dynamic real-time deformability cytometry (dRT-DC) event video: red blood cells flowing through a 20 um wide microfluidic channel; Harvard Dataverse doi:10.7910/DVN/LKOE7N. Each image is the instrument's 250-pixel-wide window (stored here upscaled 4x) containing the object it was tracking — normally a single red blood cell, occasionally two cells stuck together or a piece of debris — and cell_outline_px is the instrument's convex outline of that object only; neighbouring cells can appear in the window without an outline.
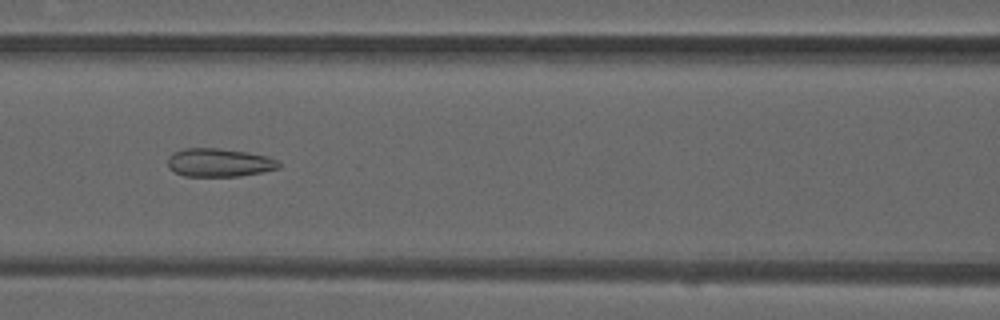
{"species": "common noctule bat (a hibernating species)", "species_latin": "Nyctalus noctula", "temperature_condition": "warm", "stored_images_in_passage": 49, "camera_frame_rate_fps": 3000, "um_per_image_px": 0.085, "animal": {"sex": "male", "forearm_length_mm": 52.5}, "frame": {"image": 1, "passage_image": 21, "time_ms": 6.667, "image_size_px": [1000, 320], "cell_outline_px": [[280, 168], [240, 176], [184, 176], [168, 168], [168, 156], [172, 152], [184, 148], [216, 148], [248, 152], [268, 156], [276, 160], [280, 164]], "centroid_in_image_um": [18.6, 13.81], "position_along_channel_um": 148.0, "area_um2": 18.38}}
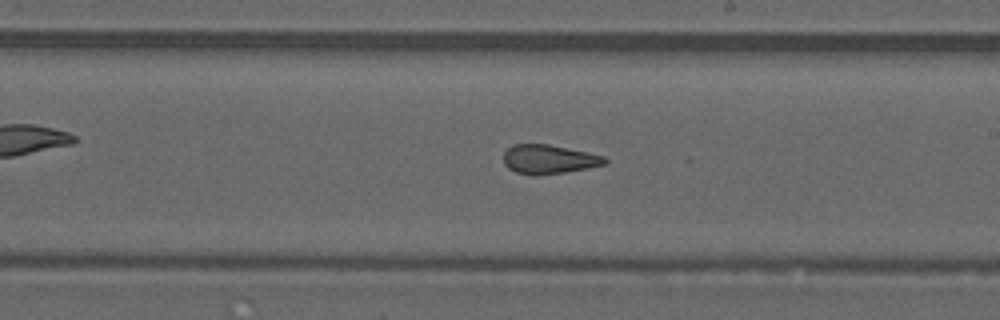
{"frame": {"image": 2, "passage_image": 28, "time_ms": 9.0, "image_size_px": [1000, 320], "cell_outline_px": [[608, 164], [588, 168], [564, 172], [532, 176], [516, 172], [508, 168], [504, 164], [504, 152], [512, 144], [548, 144], [588, 152], [604, 156], [608, 160]], "centroid_in_image_um": [46.66, 13.54], "position_along_channel_um": 242.3, "area_um2": 17.28}}
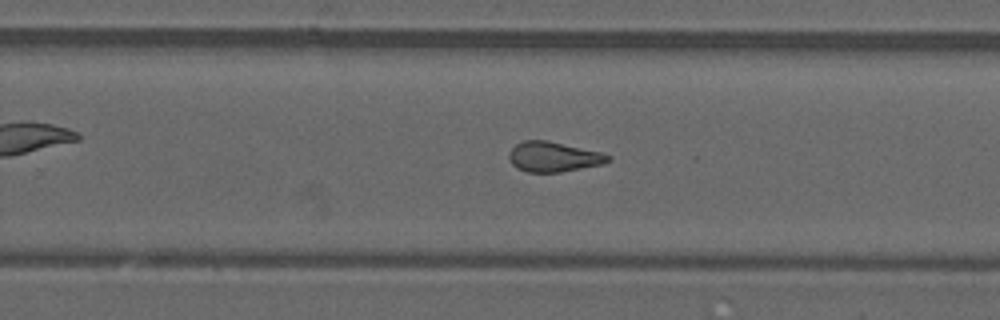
{"frame": {"image": 3, "passage_image": 31, "time_ms": 10.0, "image_size_px": [1000, 320], "cell_outline_px": [[612, 160], [604, 164], [560, 172], [528, 172], [516, 168], [508, 160], [508, 152], [516, 144], [524, 140], [548, 140], [600, 152], [612, 156]], "centroid_in_image_um": [47.04, 13.33], "position_along_channel_um": 282.8, "area_um2": 17.51}, "authors_computed_cell_mechanics": {"area_um2": 18.4382, "velocity_mm_per_s": 4.0624, "shape_relaxation_time_tau1_ms": null, "shape_relaxation_time_tau2_ms": 1.5882, "deformation_change_tau1": null, "deformation_change_tau2": 0.0892}}